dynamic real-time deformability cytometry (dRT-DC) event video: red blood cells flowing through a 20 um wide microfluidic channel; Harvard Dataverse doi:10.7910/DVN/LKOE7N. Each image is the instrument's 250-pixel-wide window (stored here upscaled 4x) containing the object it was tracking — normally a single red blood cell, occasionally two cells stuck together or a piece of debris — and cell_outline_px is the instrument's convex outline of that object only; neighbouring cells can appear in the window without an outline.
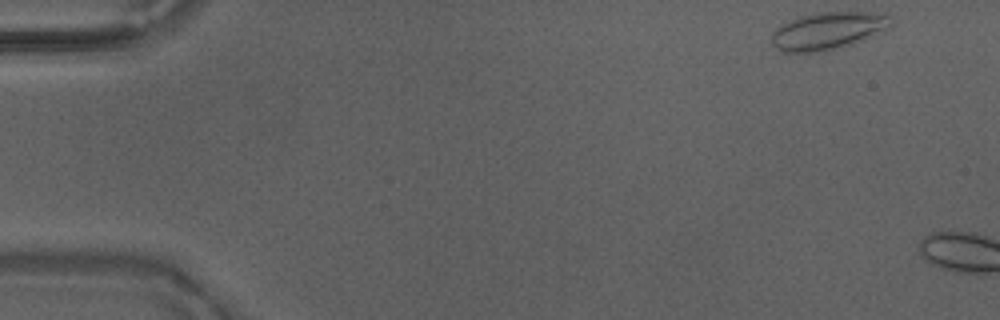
{"species": "Egyptian fruit bat (a non-hibernating species)", "species_latin": "Rousettus aegyptiacus", "temperature_condition": "warm", "stored_images_in_passage": 4, "camera_frame_rate_fps": 3000, "um_per_image_px": 0.085, "animal": {"sex": "male"}, "frame": {"image": 1, "passage_image": 1, "time_ms": 0.0, "image_size_px": [1000, 320], "cell_outline_px": [[896, 20], [892, 24], [872, 36], [852, 44], [816, 52], [780, 52], [772, 44], [772, 32], [776, 28], [800, 16], [816, 12], [872, 12], [892, 16]], "centroid_in_image_um": [70.38, 2.61], "position_along_channel_um": 14.6, "area_um2": 25.84}}